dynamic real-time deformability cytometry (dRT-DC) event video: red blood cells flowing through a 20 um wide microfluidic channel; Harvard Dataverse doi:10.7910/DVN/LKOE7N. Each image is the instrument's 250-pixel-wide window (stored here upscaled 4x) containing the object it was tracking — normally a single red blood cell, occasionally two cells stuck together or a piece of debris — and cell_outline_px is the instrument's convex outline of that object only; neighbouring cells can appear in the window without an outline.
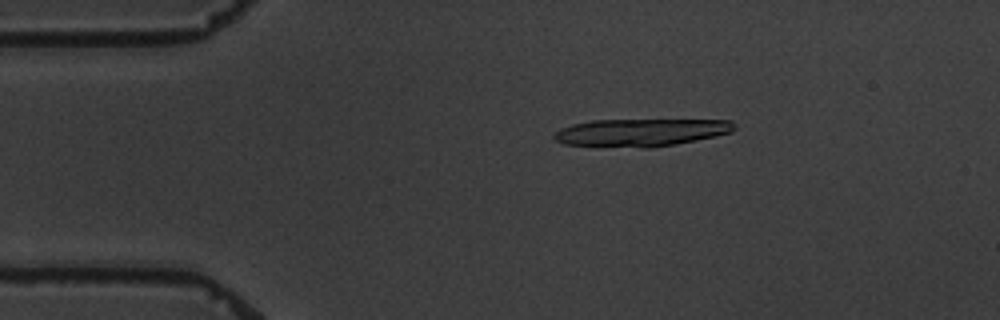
{"species": "common noctule bat (a hibernating species)", "species_latin": "Nyctalus noctula", "temperature_condition": "warm", "stored_images_in_passage": 6, "segment_of_instrument_passage": [1, 2], "camera_frame_rate_fps": 3000, "um_per_image_px": 0.085, "animal": {"sex": "male", "body_mass_g": 19.5, "forearm_length_mm": 54.6}, "frame": {"image": 1, "passage_image": 3, "time_ms": 2.667, "image_size_px": [1000, 320], "cell_outline_px": [[736, 128], [732, 132], [716, 136], [676, 144], [648, 148], [596, 148], [564, 144], [556, 140], [552, 136], [560, 128], [572, 124], [592, 120], [732, 120], [736, 124]], "centroid_in_image_um": [54.42, 11.28], "position_along_channel_um": 30.6, "area_um2": 29.71}}